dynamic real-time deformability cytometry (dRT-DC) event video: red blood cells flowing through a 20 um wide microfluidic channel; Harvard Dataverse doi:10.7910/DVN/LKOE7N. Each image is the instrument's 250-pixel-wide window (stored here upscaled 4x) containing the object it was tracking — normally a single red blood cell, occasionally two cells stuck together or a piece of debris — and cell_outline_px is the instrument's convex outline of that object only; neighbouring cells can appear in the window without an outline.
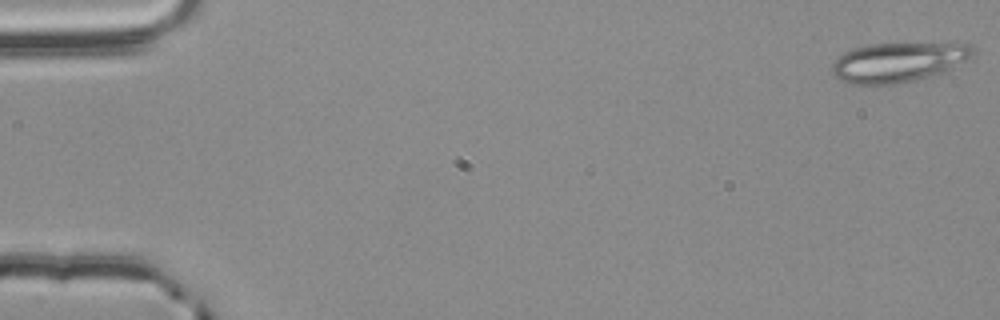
{"species": "common noctule bat (a hibernating species)", "species_latin": "Nyctalus noctula", "temperature_condition": "room temperature", "stored_images_in_passage": 16, "camera_frame_rate_fps": 3000, "um_per_image_px": 0.085, "animal": {"sex": "male", "body_mass_g": 20.4}, "frame": {"image": 1, "passage_image": 1, "time_ms": 0.0, "image_size_px": [1000, 320], "cell_outline_px": [[976, 56], [936, 76], [896, 84], [852, 84], [840, 80], [832, 72], [832, 64], [844, 52], [852, 48], [872, 44], [972, 44]], "centroid_in_image_um": [76.4, 5.3], "position_along_channel_um": 8.6, "area_um2": 32.6}}